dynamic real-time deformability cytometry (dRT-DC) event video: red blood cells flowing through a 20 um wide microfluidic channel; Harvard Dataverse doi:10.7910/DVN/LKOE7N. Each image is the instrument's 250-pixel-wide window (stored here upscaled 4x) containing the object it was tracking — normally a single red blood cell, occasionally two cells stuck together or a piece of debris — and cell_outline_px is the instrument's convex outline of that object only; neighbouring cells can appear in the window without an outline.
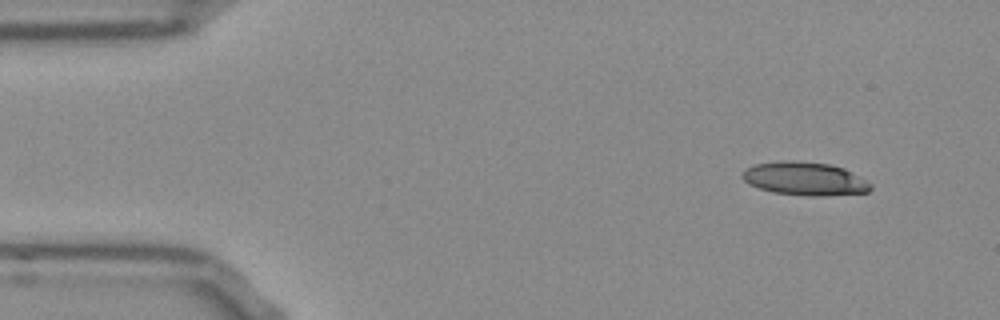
{"species": "Egyptian fruit bat (a non-hibernating species)", "species_latin": "Rousettus aegyptiacus", "temperature_condition": "room temperature", "stored_images_in_passage": 49, "camera_frame_rate_fps": 3000, "um_per_image_px": 0.085, "frame": {"image": 1, "passage_image": 1, "time_ms": 0.0, "image_size_px": [1000, 320], "cell_outline_px": [[872, 188], [868, 192], [824, 196], [808, 196], [772, 192], [748, 184], [740, 176], [740, 172], [744, 168], [752, 164], [784, 160], [796, 160], [828, 164], [844, 168], [872, 184]], "centroid_in_image_um": [68.34, 15.18], "position_along_channel_um": 16.7, "area_um2": 25.2}}
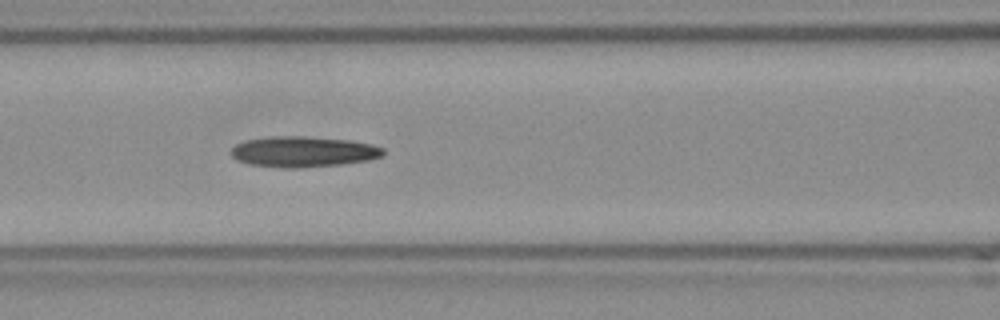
{"frame": {"image": 2, "passage_image": 18, "time_ms": 5.667, "image_size_px": [1000, 320], "cell_outline_px": [[384, 156], [368, 160], [340, 164], [296, 168], [284, 168], [248, 164], [232, 156], [232, 148], [236, 144], [244, 140], [272, 136], [304, 136], [348, 140], [372, 144], [384, 148]], "centroid_in_image_um": [25.79, 12.89], "position_along_channel_um": 140.8, "area_um2": 27.11}}
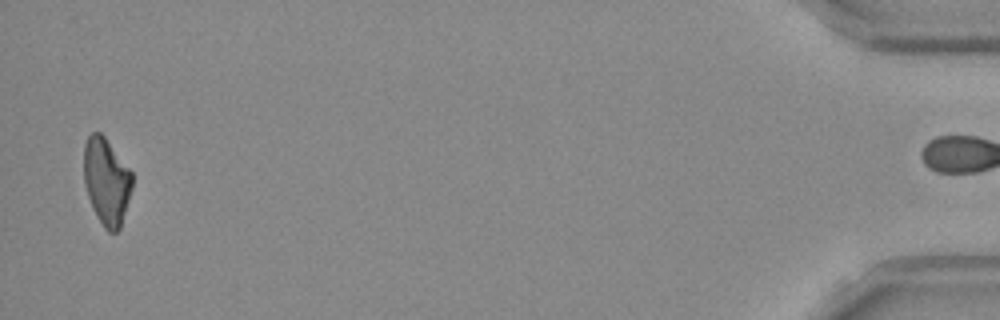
{"frame": {"image": 3, "passage_image": 48, "time_ms": 15.667, "image_size_px": [1000, 320], "cell_outline_px": [[132, 188], [120, 228], [116, 232], [108, 232], [104, 228], [92, 208], [84, 184], [84, 144], [88, 136], [92, 132], [100, 132], [104, 136], [132, 172]], "centroid_in_image_um": [9.04, 15.41], "position_along_channel_um": 426.2, "area_um2": 24.39}}